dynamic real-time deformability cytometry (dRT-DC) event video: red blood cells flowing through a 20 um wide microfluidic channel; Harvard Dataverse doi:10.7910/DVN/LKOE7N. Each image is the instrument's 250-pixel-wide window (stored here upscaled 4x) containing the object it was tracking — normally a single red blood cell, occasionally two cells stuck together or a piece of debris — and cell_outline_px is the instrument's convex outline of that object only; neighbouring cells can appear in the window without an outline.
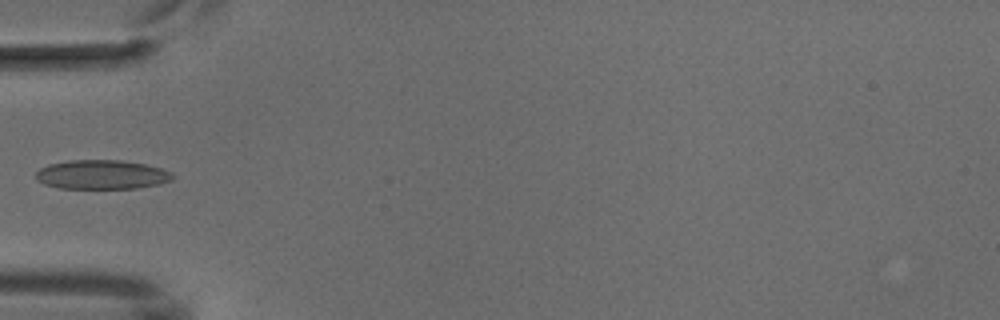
{"species": "common noctule bat (a hibernating species)", "species_latin": "Nyctalus noctula", "temperature_condition": "cold", "stored_images_in_passage": 3, "camera_frame_rate_fps": 3000, "um_per_image_px": 0.085, "animal": {"sex": "male", "body_mass_g": 18.8}, "frame": {"image": 1, "passage_image": 3, "time_ms": 2.0, "image_size_px": [1000, 320], "cell_outline_px": [[176, 176], [172, 180], [160, 184], [136, 188], [60, 188], [44, 184], [36, 180], [36, 172], [40, 168], [48, 164], [68, 160], [120, 160], [144, 164], [160, 168], [172, 172]], "centroid_in_image_um": [8.65, 14.84], "position_along_channel_um": 76.3, "area_um2": 23.35}}